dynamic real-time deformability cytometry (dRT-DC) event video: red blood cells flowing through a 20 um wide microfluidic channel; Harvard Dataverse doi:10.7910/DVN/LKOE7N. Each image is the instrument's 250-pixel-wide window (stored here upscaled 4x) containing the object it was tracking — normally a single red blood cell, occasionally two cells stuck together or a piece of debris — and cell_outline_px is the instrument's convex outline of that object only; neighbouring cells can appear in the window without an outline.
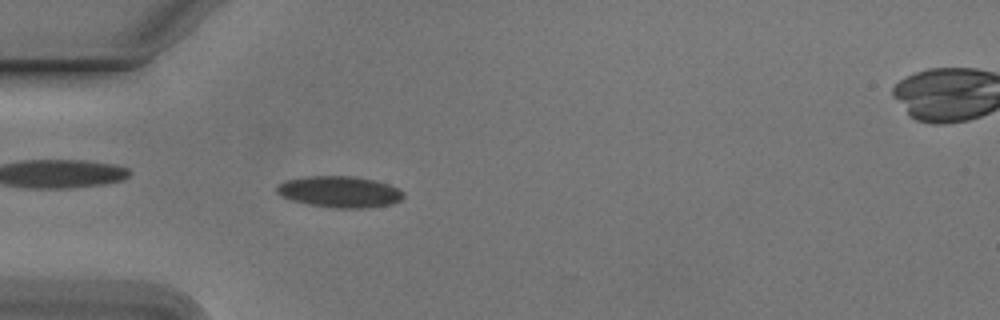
{"species": "Egyptian fruit bat (a non-hibernating species)", "species_latin": "Rousettus aegyptiacus", "temperature_condition": "cold", "stored_images_in_passage": 54, "camera_frame_rate_fps": 3000, "um_per_image_px": 0.085, "animal": {"sex": "male"}, "frame": {"image": 1, "passage_image": 16, "time_ms": 5.0, "image_size_px": [1000, 320], "cell_outline_px": [[404, 196], [400, 200], [392, 204], [368, 208], [336, 208], [308, 204], [292, 200], [280, 196], [276, 192], [276, 184], [284, 180], [304, 176], [352, 176], [376, 180], [400, 188], [404, 192]], "centroid_in_image_um": [28.86, 16.29], "position_along_channel_um": 56.1, "area_um2": 23.47}}
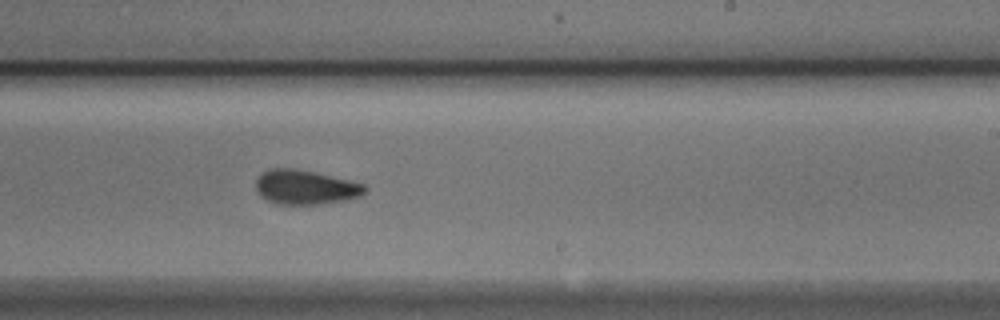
{"frame": {"image": 2, "passage_image": 33, "time_ms": 10.667, "image_size_px": [1000, 320], "cell_outline_px": [[368, 188], [360, 196], [344, 200], [316, 204], [276, 204], [260, 196], [256, 192], [256, 180], [268, 168], [296, 168], [348, 180], [364, 184]], "centroid_in_image_um": [25.93, 15.91], "position_along_channel_um": 263.1, "area_um2": 21.68}}
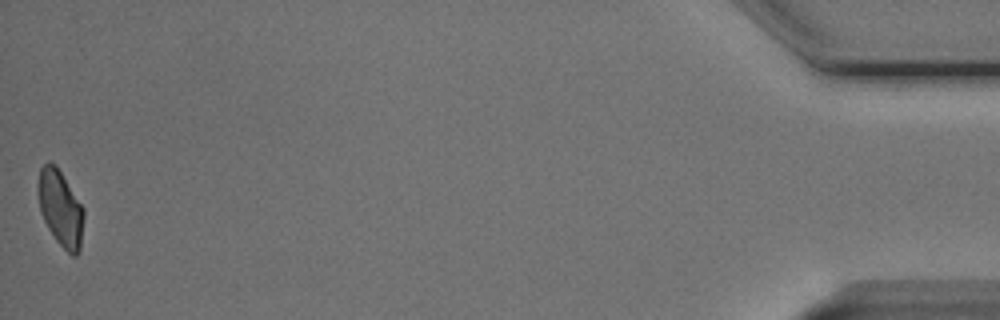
{"frame": {"image": 3, "passage_image": 54, "time_ms": 17.667, "image_size_px": [1000, 320], "cell_outline_px": [[84, 216], [80, 248], [76, 256], [72, 256], [56, 240], [48, 228], [40, 212], [36, 192], [36, 184], [40, 168], [44, 164], [56, 164], [84, 208]], "centroid_in_image_um": [5.12, 17.68], "position_along_channel_um": 430.1, "area_um2": 20.4}, "authors_computed_cell_mechanics": {"area_um2": 21.5594, "velocity_mm_per_s": 3.7671, "shape_relaxation_time_tau1_ms": 6.8798, "shape_relaxation_time_tau2_ms": 2.0609, "deformation_change_tau1": 0.1251, "deformation_change_tau2": 0.064}}